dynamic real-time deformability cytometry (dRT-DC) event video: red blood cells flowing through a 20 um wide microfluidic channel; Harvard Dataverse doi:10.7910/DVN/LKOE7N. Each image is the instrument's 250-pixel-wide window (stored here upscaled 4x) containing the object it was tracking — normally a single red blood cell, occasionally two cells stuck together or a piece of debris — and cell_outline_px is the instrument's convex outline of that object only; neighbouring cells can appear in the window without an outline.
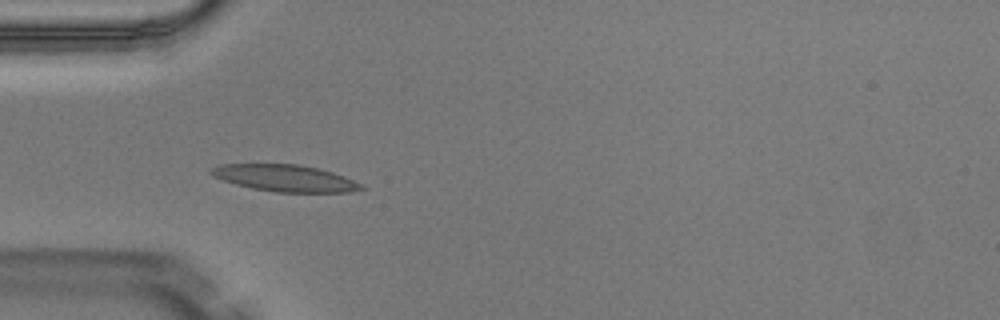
{"species": "Egyptian fruit bat (a non-hibernating species)", "species_latin": "Rousettus aegyptiacus", "temperature_condition": "warm", "stored_images_in_passage": 6, "camera_frame_rate_fps": 3000, "um_per_image_px": 0.085, "animal": {"sex": "male"}, "frame": {"image": 1, "passage_image": 5, "time_ms": 1.333, "image_size_px": [1000, 320], "cell_outline_px": [[368, 188], [348, 192], [276, 192], [252, 188], [236, 184], [212, 176], [208, 172], [208, 168], [220, 164], [300, 164], [332, 172], [344, 176], [364, 184]], "centroid_in_image_um": [24.23, 15.14], "position_along_channel_um": 60.8, "area_um2": 23.52}}